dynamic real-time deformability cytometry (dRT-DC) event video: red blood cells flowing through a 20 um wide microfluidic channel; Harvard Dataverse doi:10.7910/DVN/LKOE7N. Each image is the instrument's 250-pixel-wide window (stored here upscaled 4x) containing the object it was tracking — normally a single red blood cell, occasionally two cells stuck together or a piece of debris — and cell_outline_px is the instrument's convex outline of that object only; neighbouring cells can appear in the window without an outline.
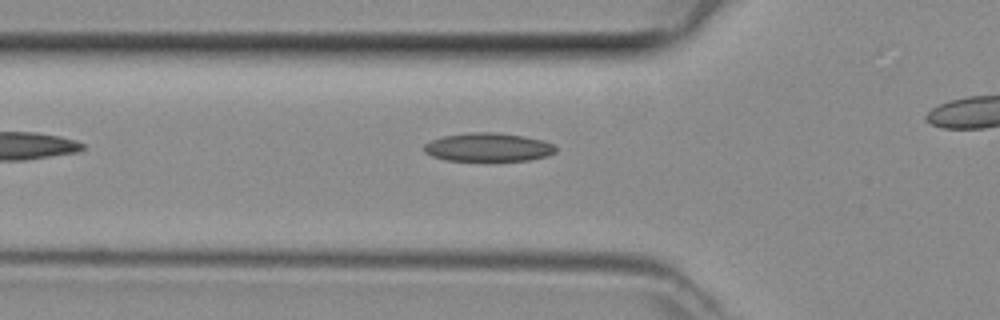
{"species": "common noctule bat (a hibernating species)", "species_latin": "Nyctalus noctula", "temperature_condition": "room temperature", "stored_images_in_passage": 24, "camera_frame_rate_fps": 3000, "um_per_image_px": 0.085, "animal": {"sex": "female", "body_mass_g": 29.2, "forearm_length_mm": 56.3}, "frame": {"image": 1, "passage_image": 2, "time_ms": 0.333, "image_size_px": [1000, 320], "cell_outline_px": [[556, 152], [548, 156], [528, 160], [444, 160], [432, 156], [424, 152], [424, 144], [432, 140], [444, 136], [468, 132], [496, 132], [524, 136], [544, 140], [552, 144], [556, 148]], "centroid_in_image_um": [41.5, 12.5], "position_along_channel_um": 84.3, "area_um2": 21.85}}
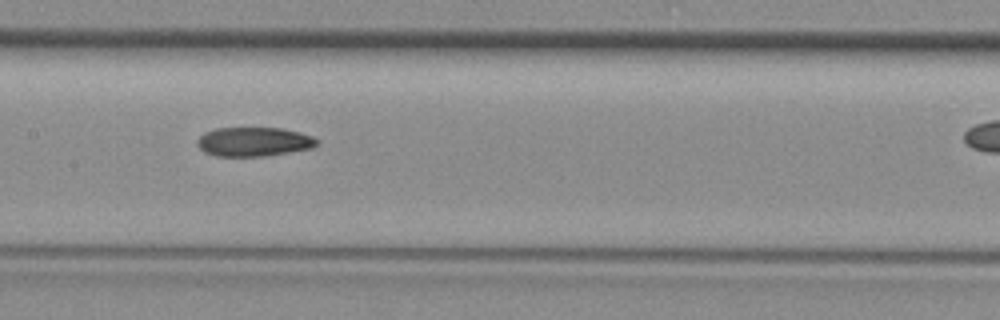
{"frame": {"image": 2, "passage_image": 9, "time_ms": 2.667, "image_size_px": [1000, 320], "cell_outline_px": [[316, 144], [312, 148], [264, 156], [216, 156], [204, 152], [196, 144], [196, 140], [204, 132], [216, 128], [280, 128], [300, 132], [312, 136], [316, 140]], "centroid_in_image_um": [21.52, 12.04], "position_along_channel_um": 185.9, "area_um2": 20.23}}
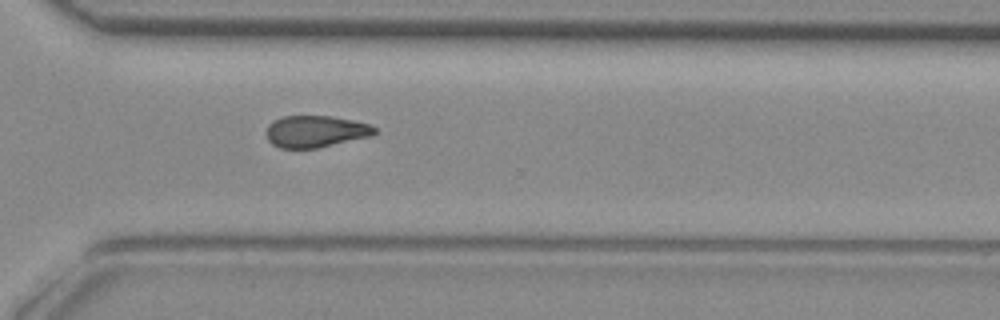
{"frame": {"image": 3, "passage_image": 20, "time_ms": 6.333, "image_size_px": [1000, 320], "cell_outline_px": [[376, 132], [372, 136], [316, 148], [280, 148], [272, 144], [268, 140], [268, 124], [284, 116], [332, 116], [352, 120], [368, 124], [376, 128]], "centroid_in_image_um": [26.84, 11.17], "position_along_channel_um": 343.8, "area_um2": 19.83}}